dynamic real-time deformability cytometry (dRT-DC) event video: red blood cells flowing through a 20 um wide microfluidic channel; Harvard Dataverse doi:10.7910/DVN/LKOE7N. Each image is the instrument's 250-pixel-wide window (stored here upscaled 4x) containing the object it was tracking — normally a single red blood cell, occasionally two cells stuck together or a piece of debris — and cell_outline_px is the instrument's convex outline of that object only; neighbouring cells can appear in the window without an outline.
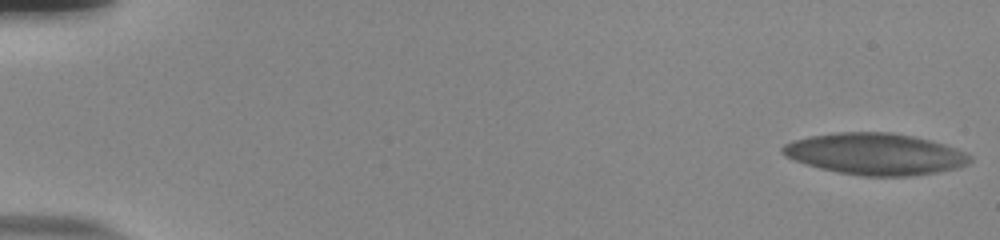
{"species": "human", "species_latin": "Homo sapiens", "temperature_condition": "room temperature", "stored_images_in_passage": 55, "camera_frame_rate_fps": 3000, "um_per_image_px": 0.085, "donor": {"sex": "male"}, "frame": {"image": 1, "passage_image": 1, "time_ms": 0.0, "image_size_px": [1000, 240], "cell_outline_px": [[964, 160], [960, 164], [928, 172], [892, 176], [876, 176], [844, 172], [824, 168], [788, 156], [784, 152], [784, 148], [788, 144], [800, 140], [816, 136], [852, 132], [876, 132], [904, 136], [936, 144], [960, 156]], "centroid_in_image_um": [74.17, 13.08], "position_along_channel_um": 10.8, "area_um2": 40.23}}
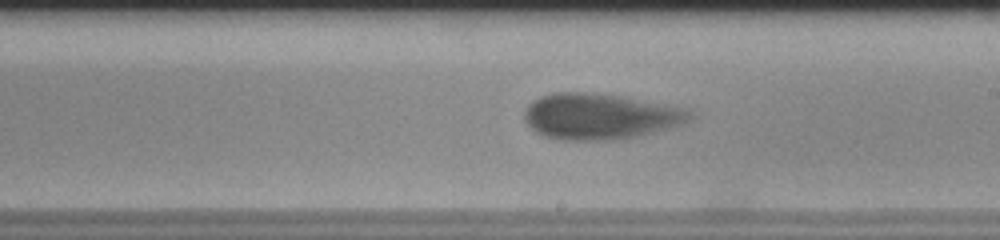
{"frame": {"image": 2, "passage_image": 33, "time_ms": 10.667, "image_size_px": [1000, 240], "cell_outline_px": [[684, 116], [680, 120], [668, 124], [628, 136], [548, 136], [540, 132], [528, 124], [528, 108], [536, 100], [544, 96], [608, 96], [664, 108], [680, 112]], "centroid_in_image_um": [50.68, 9.89], "position_along_channel_um": 238.3, "area_um2": 35.66}}
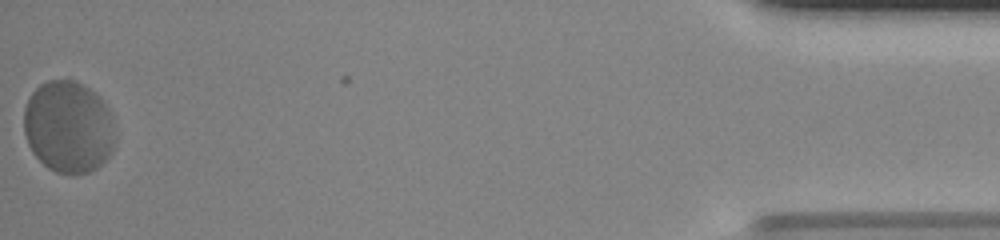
{"frame": {"image": 3, "passage_image": 55, "time_ms": 18.0, "image_size_px": [1000, 240], "cell_outline_px": [[112, 148], [108, 156], [96, 168], [88, 172], [56, 172], [48, 168], [32, 152], [28, 144], [24, 132], [24, 112], [28, 100], [32, 92], [40, 84], [48, 80], [72, 80], [88, 88], [100, 100], [112, 116]], "centroid_in_image_um": [5.76, 10.78], "position_along_channel_um": 429.4, "area_um2": 47.86}, "authors_computed_cell_mechanics": {"area_um2": 38.8416, "velocity_mm_per_s": 3.7497, "shape_relaxation_time_tau1_ms": 9.3003, "shape_relaxation_time_tau2_ms": null, "deformation_change_tau1": 0.283, "deformation_change_tau2": null}}